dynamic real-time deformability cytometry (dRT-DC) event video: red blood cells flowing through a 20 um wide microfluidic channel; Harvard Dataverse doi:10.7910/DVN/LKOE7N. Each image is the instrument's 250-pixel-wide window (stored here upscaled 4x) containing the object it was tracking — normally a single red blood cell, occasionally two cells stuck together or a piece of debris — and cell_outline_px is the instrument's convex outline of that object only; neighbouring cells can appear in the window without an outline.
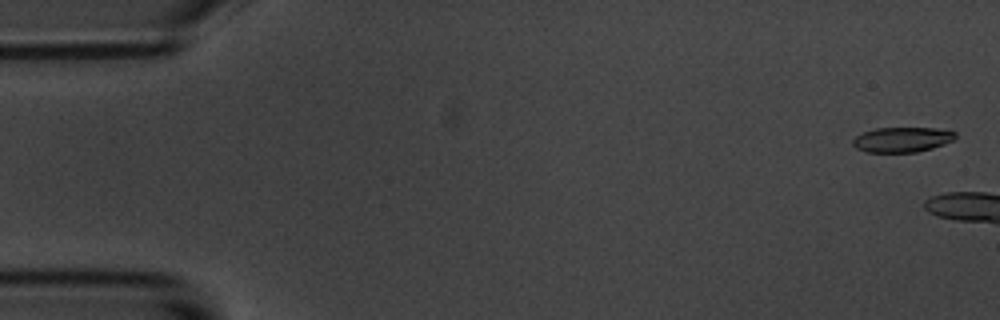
{"species": "common noctule bat (a hibernating species)", "species_latin": "Nyctalus noctula", "temperature_condition": "room temperature", "stored_images_in_passage": 7, "camera_frame_rate_fps": 3000, "um_per_image_px": 0.085, "animal": {"sex": "male", "body_mass_g": 20.1, "forearm_length_mm": 53.5}, "frame": {"image": 1, "passage_image": 2, "time_ms": 0.333, "image_size_px": [1000, 320], "cell_outline_px": [[956, 136], [952, 140], [944, 144], [932, 148], [916, 152], [864, 152], [856, 148], [852, 144], [852, 140], [856, 136], [864, 132], [876, 128], [936, 128], [956, 132]], "centroid_in_image_um": [76.66, 11.87], "position_along_channel_um": 8.3, "area_um2": 14.91}}